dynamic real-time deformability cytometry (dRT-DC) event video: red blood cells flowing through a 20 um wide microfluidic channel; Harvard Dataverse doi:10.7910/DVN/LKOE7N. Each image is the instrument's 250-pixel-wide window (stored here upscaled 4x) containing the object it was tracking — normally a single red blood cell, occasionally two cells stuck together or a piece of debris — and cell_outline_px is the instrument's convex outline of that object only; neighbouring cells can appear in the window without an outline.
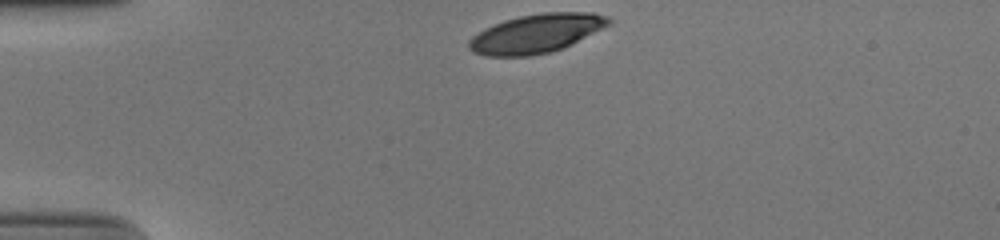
{"species": "human", "species_latin": "Homo sapiens", "temperature_condition": "cold", "stored_images_in_passage": 32, "camera_frame_rate_fps": 3000, "um_per_image_px": 0.085, "donor": {"sex": "male"}, "frame": {"image": 1, "passage_image": 1, "time_ms": 0.0, "image_size_px": [1000, 240], "cell_outline_px": [[612, 24], [564, 48], [552, 52], [528, 56], [484, 56], [472, 52], [468, 48], [468, 40], [472, 36], [484, 28], [492, 24], [504, 20], [520, 16], [544, 12], [592, 12], [608, 16], [612, 20]], "centroid_in_image_um": [45.59, 2.85], "position_along_channel_um": 39.4, "area_um2": 32.02}}
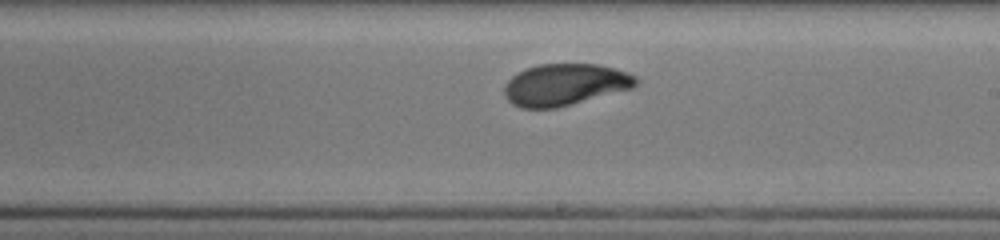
{"frame": {"image": 2, "passage_image": 20, "time_ms": 6.333, "image_size_px": [1000, 240], "cell_outline_px": [[640, 84], [632, 88], [556, 108], [520, 108], [512, 104], [504, 96], [504, 84], [512, 76], [528, 68], [540, 64], [596, 64], [616, 68], [636, 76], [640, 80]], "centroid_in_image_um": [48.03, 7.19], "position_along_channel_um": 241.0, "area_um2": 32.02}}
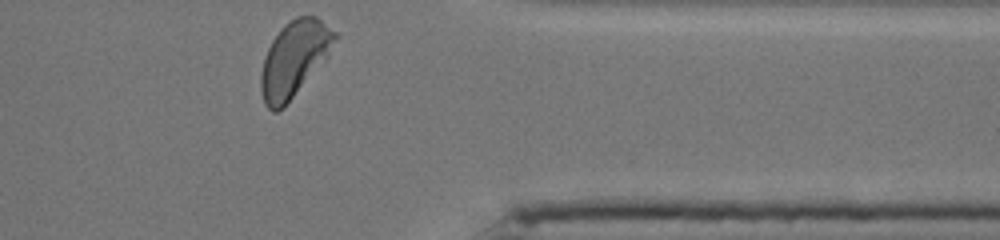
{"frame": {"image": 3, "passage_image": 32, "time_ms": 10.333, "image_size_px": [1000, 240], "cell_outline_px": [[336, 40], [328, 56], [284, 108], [276, 112], [272, 112], [264, 104], [260, 88], [260, 76], [264, 60], [268, 48], [272, 40], [280, 28], [284, 24], [296, 16], [316, 16], [336, 32]], "centroid_in_image_um": [24.99, 5.02], "position_along_channel_um": 386.4, "area_um2": 32.43}, "authors_computed_cell_mechanics": {"area_um2": 32.4836, "velocity_mm_per_s": 3.8747, "shape_relaxation_time_tau1_ms": 2.6506, "shape_relaxation_time_tau2_ms": 0.9869, "deformation_change_tau1": 0.1531, "deformation_change_tau2": 0.057}}